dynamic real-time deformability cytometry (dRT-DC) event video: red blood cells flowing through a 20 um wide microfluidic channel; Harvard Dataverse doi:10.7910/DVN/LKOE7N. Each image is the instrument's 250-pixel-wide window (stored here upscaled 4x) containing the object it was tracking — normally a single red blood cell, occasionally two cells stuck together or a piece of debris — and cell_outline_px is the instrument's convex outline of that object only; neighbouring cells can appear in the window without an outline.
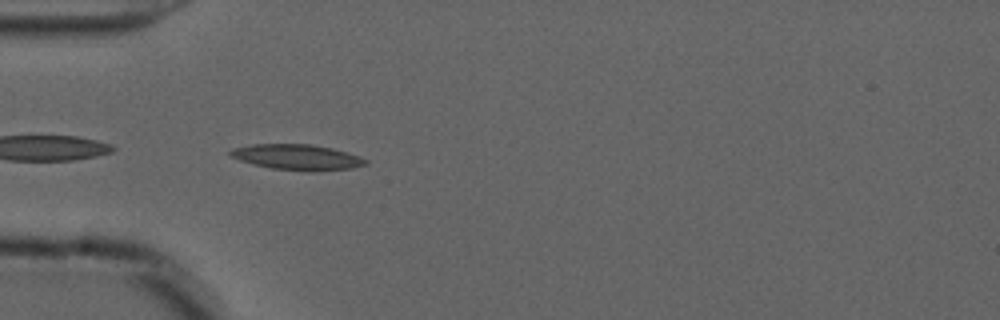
{"species": "common noctule bat (a hibernating species)", "species_latin": "Nyctalus noctula", "temperature_condition": "cold", "stored_images_in_passage": 5, "camera_frame_rate_fps": 3000, "um_per_image_px": 0.085, "animal": {"sex": "male", "forearm_length_mm": 52.5}, "frame": {"image": 1, "passage_image": 1, "time_ms": 0.0, "image_size_px": [1000, 320], "cell_outline_px": [[368, 164], [352, 168], [312, 172], [304, 172], [272, 168], [252, 164], [240, 160], [232, 156], [228, 152], [232, 148], [252, 144], [312, 144], [332, 148], [368, 160]], "centroid_in_image_um": [25.24, 13.37], "position_along_channel_um": 59.8, "area_um2": 20.17}}